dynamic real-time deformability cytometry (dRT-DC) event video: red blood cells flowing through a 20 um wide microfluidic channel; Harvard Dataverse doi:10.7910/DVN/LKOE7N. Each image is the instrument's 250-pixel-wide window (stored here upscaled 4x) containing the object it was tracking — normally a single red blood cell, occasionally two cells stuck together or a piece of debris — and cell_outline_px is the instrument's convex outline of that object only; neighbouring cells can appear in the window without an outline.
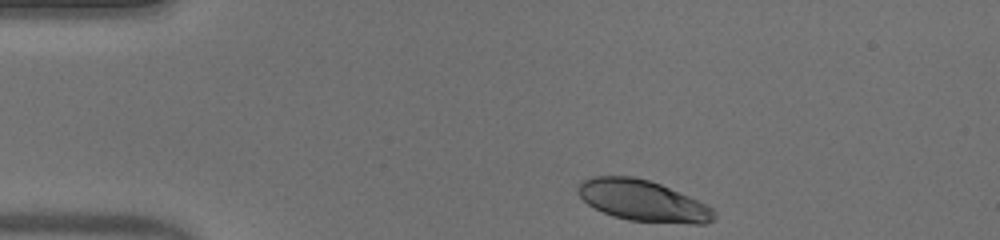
{"species": "human", "species_latin": "Homo sapiens", "temperature_condition": "warm", "stored_images_in_passage": 44, "camera_frame_rate_fps": 3000, "um_per_image_px": 0.085, "donor": {"sex": "male"}, "frame": {"image": 1, "passage_image": 1, "time_ms": 0.0, "image_size_px": [1000, 240], "cell_outline_px": [[716, 216], [712, 220], [704, 224], [692, 224], [628, 220], [612, 216], [588, 204], [576, 192], [576, 188], [580, 180], [592, 176], [632, 176], [648, 180], [660, 184], [688, 196], [712, 208], [716, 212]], "centroid_in_image_um": [54.6, 17.05], "position_along_channel_um": 30.4, "area_um2": 32.48}}
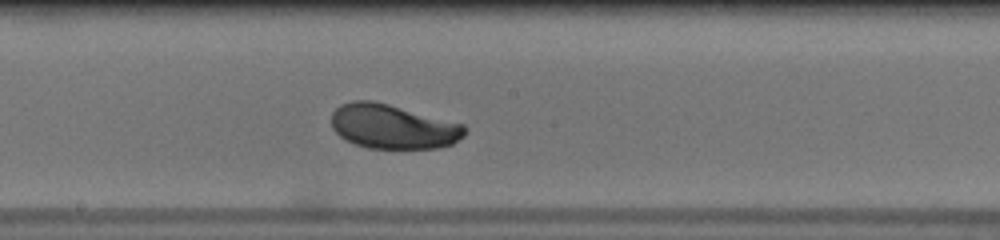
{"frame": {"image": 2, "passage_image": 20, "time_ms": 6.333, "image_size_px": [1000, 240], "cell_outline_px": [[464, 136], [452, 144], [436, 148], [368, 148], [344, 140], [332, 128], [332, 112], [340, 104], [352, 100], [372, 100], [388, 104], [464, 124]], "centroid_in_image_um": [33.36, 10.75], "position_along_channel_um": 214.8, "area_um2": 34.39}}
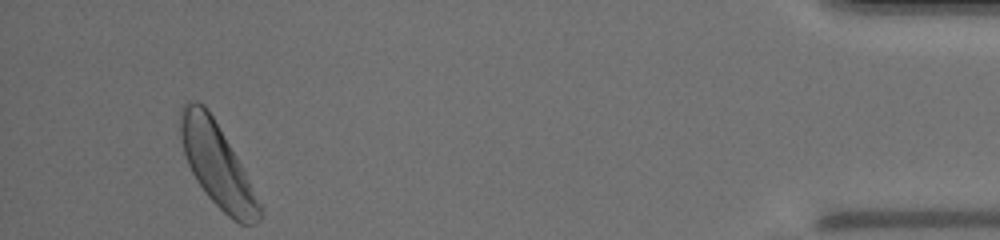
{"frame": {"image": 3, "passage_image": 41, "time_ms": 13.333, "image_size_px": [1000, 240], "cell_outline_px": [[264, 216], [256, 224], [240, 224], [232, 220], [208, 196], [196, 180], [188, 164], [184, 152], [180, 136], [180, 108], [184, 104], [192, 100], [204, 104], [212, 116], [236, 156], [260, 204]], "centroid_in_image_um": [18.44, 14.04], "position_along_channel_um": 416.8, "area_um2": 37.45}, "authors_computed_cell_mechanics": {"area_um2": 34.4777, "velocity_mm_per_s": 3.8737, "shape_relaxation_time_tau1_ms": 2.1254, "shape_relaxation_time_tau2_ms": null, "deformation_change_tau1": 0.1274, "deformation_change_tau2": null}}